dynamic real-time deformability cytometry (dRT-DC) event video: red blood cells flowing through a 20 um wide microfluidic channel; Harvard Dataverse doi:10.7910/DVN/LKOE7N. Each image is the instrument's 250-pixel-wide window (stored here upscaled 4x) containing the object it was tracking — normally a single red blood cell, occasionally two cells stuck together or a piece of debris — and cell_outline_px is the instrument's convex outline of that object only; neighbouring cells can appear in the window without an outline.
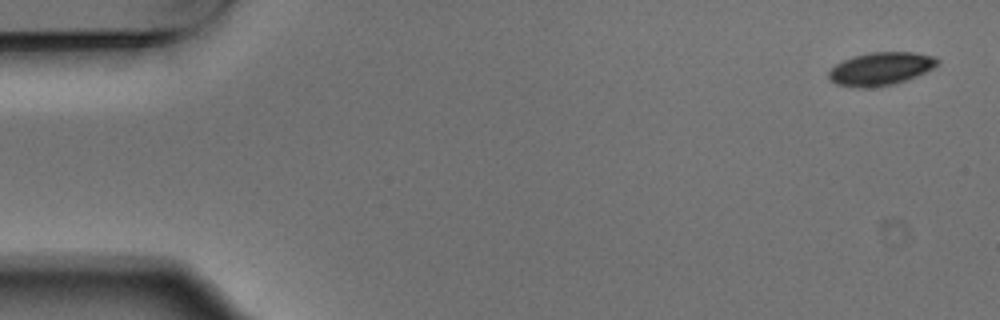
{"species": "Egyptian fruit bat (a non-hibernating species)", "species_latin": "Rousettus aegyptiacus", "temperature_condition": "warm", "stored_images_in_passage": 4, "camera_frame_rate_fps": 3000, "um_per_image_px": 0.085, "animal": {"sex": "male"}, "frame": {"image": 1, "passage_image": 1, "time_ms": 0.0, "image_size_px": [1000, 320], "cell_outline_px": [[940, 60], [932, 68], [924, 72], [904, 80], [892, 84], [872, 88], [856, 88], [836, 84], [828, 76], [828, 72], [836, 64], [852, 56], [872, 52], [912, 52], [936, 56]], "centroid_in_image_um": [74.83, 5.84], "position_along_channel_um": 10.2, "area_um2": 20.75}}